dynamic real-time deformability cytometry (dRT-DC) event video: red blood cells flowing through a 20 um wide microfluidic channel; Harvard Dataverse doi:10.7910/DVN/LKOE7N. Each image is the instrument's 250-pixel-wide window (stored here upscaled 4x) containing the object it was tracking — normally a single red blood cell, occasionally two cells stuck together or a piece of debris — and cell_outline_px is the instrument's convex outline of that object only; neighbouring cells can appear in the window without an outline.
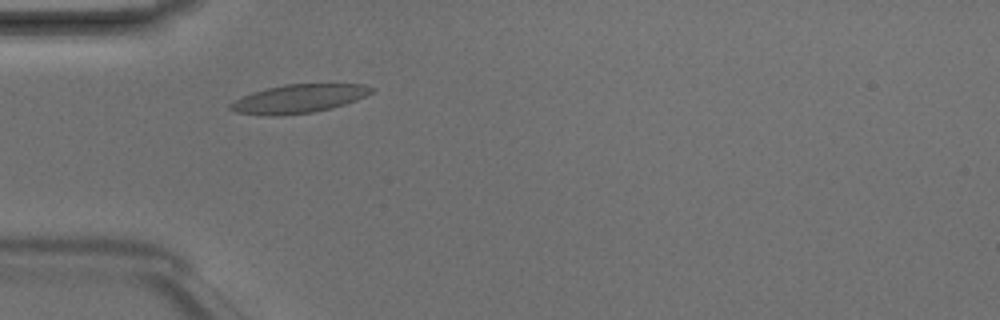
{"species": "Egyptian fruit bat (a non-hibernating species)", "species_latin": "Rousettus aegyptiacus", "temperature_condition": "room temperature", "stored_images_in_passage": 3, "camera_frame_rate_fps": 3000, "um_per_image_px": 0.085, "animal": {"sex": "male"}, "frame": {"image": 1, "passage_image": 2, "time_ms": 0.333, "image_size_px": [1000, 320], "cell_outline_px": [[376, 88], [372, 92], [356, 100], [332, 108], [312, 112], [280, 116], [264, 116], [236, 112], [228, 108], [228, 104], [252, 92], [284, 84], [364, 84]], "centroid_in_image_um": [25.38, 8.4], "position_along_channel_um": 59.6, "area_um2": 23.47}}